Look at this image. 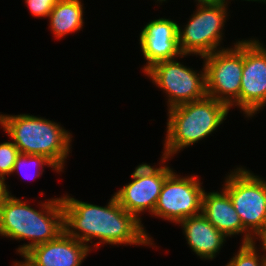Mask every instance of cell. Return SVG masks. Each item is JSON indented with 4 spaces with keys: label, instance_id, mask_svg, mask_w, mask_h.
I'll return each mask as SVG.
<instances>
[{
    "label": "cell",
    "instance_id": "1",
    "mask_svg": "<svg viewBox=\"0 0 266 266\" xmlns=\"http://www.w3.org/2000/svg\"><path fill=\"white\" fill-rule=\"evenodd\" d=\"M62 198L64 231L86 244L96 238L101 244L152 245L144 226L128 213L113 195L106 206L82 202L68 195ZM101 240V241H100Z\"/></svg>",
    "mask_w": 266,
    "mask_h": 266
},
{
    "label": "cell",
    "instance_id": "2",
    "mask_svg": "<svg viewBox=\"0 0 266 266\" xmlns=\"http://www.w3.org/2000/svg\"><path fill=\"white\" fill-rule=\"evenodd\" d=\"M37 211L9 192L0 203V235L15 240L30 239L18 247L24 256L33 247L57 238L64 231L62 198L41 203Z\"/></svg>",
    "mask_w": 266,
    "mask_h": 266
},
{
    "label": "cell",
    "instance_id": "3",
    "mask_svg": "<svg viewBox=\"0 0 266 266\" xmlns=\"http://www.w3.org/2000/svg\"><path fill=\"white\" fill-rule=\"evenodd\" d=\"M229 110L228 105L210 96L168 109L161 163L215 131L226 120Z\"/></svg>",
    "mask_w": 266,
    "mask_h": 266
},
{
    "label": "cell",
    "instance_id": "4",
    "mask_svg": "<svg viewBox=\"0 0 266 266\" xmlns=\"http://www.w3.org/2000/svg\"><path fill=\"white\" fill-rule=\"evenodd\" d=\"M0 125L21 154L42 155L63 171L70 152V132L53 121L29 114H0Z\"/></svg>",
    "mask_w": 266,
    "mask_h": 266
},
{
    "label": "cell",
    "instance_id": "5",
    "mask_svg": "<svg viewBox=\"0 0 266 266\" xmlns=\"http://www.w3.org/2000/svg\"><path fill=\"white\" fill-rule=\"evenodd\" d=\"M227 177L223 189L230 196L243 227L253 237L256 235V239L261 238L266 233V181L243 167Z\"/></svg>",
    "mask_w": 266,
    "mask_h": 266
},
{
    "label": "cell",
    "instance_id": "6",
    "mask_svg": "<svg viewBox=\"0 0 266 266\" xmlns=\"http://www.w3.org/2000/svg\"><path fill=\"white\" fill-rule=\"evenodd\" d=\"M206 71L207 96L228 105L240 107L241 78L243 72V40L233 48H219L203 57Z\"/></svg>",
    "mask_w": 266,
    "mask_h": 266
},
{
    "label": "cell",
    "instance_id": "7",
    "mask_svg": "<svg viewBox=\"0 0 266 266\" xmlns=\"http://www.w3.org/2000/svg\"><path fill=\"white\" fill-rule=\"evenodd\" d=\"M227 3L198 5L184 29L178 26V44L182 55L194 54L203 58L218 51L228 14Z\"/></svg>",
    "mask_w": 266,
    "mask_h": 266
},
{
    "label": "cell",
    "instance_id": "8",
    "mask_svg": "<svg viewBox=\"0 0 266 266\" xmlns=\"http://www.w3.org/2000/svg\"><path fill=\"white\" fill-rule=\"evenodd\" d=\"M200 73L174 59L157 62L145 71L168 95L169 109L207 96L205 67Z\"/></svg>",
    "mask_w": 266,
    "mask_h": 266
},
{
    "label": "cell",
    "instance_id": "9",
    "mask_svg": "<svg viewBox=\"0 0 266 266\" xmlns=\"http://www.w3.org/2000/svg\"><path fill=\"white\" fill-rule=\"evenodd\" d=\"M197 178L180 177L172 171L165 179L152 215L178 224L201 214L204 189Z\"/></svg>",
    "mask_w": 266,
    "mask_h": 266
},
{
    "label": "cell",
    "instance_id": "10",
    "mask_svg": "<svg viewBox=\"0 0 266 266\" xmlns=\"http://www.w3.org/2000/svg\"><path fill=\"white\" fill-rule=\"evenodd\" d=\"M173 171L168 165L159 168L148 164L137 166L131 174L132 182L123 186L114 196L118 203L138 220L139 214L149 210L153 214L166 177Z\"/></svg>",
    "mask_w": 266,
    "mask_h": 266
},
{
    "label": "cell",
    "instance_id": "11",
    "mask_svg": "<svg viewBox=\"0 0 266 266\" xmlns=\"http://www.w3.org/2000/svg\"><path fill=\"white\" fill-rule=\"evenodd\" d=\"M266 104V48L259 40H243L240 109L252 117Z\"/></svg>",
    "mask_w": 266,
    "mask_h": 266
},
{
    "label": "cell",
    "instance_id": "12",
    "mask_svg": "<svg viewBox=\"0 0 266 266\" xmlns=\"http://www.w3.org/2000/svg\"><path fill=\"white\" fill-rule=\"evenodd\" d=\"M178 24L166 18L147 23L140 33V47L147 63L145 72L155 63L175 59L182 55L178 44Z\"/></svg>",
    "mask_w": 266,
    "mask_h": 266
},
{
    "label": "cell",
    "instance_id": "13",
    "mask_svg": "<svg viewBox=\"0 0 266 266\" xmlns=\"http://www.w3.org/2000/svg\"><path fill=\"white\" fill-rule=\"evenodd\" d=\"M90 247L63 231L54 240L33 247L23 257L31 266H80Z\"/></svg>",
    "mask_w": 266,
    "mask_h": 266
},
{
    "label": "cell",
    "instance_id": "14",
    "mask_svg": "<svg viewBox=\"0 0 266 266\" xmlns=\"http://www.w3.org/2000/svg\"><path fill=\"white\" fill-rule=\"evenodd\" d=\"M201 213L226 237L244 233L242 243L254 242L255 238L243 227L239 214L233 207L228 193L203 192Z\"/></svg>",
    "mask_w": 266,
    "mask_h": 266
},
{
    "label": "cell",
    "instance_id": "15",
    "mask_svg": "<svg viewBox=\"0 0 266 266\" xmlns=\"http://www.w3.org/2000/svg\"><path fill=\"white\" fill-rule=\"evenodd\" d=\"M187 244L202 259H213L219 253L226 236L201 213L188 217L180 223Z\"/></svg>",
    "mask_w": 266,
    "mask_h": 266
},
{
    "label": "cell",
    "instance_id": "16",
    "mask_svg": "<svg viewBox=\"0 0 266 266\" xmlns=\"http://www.w3.org/2000/svg\"><path fill=\"white\" fill-rule=\"evenodd\" d=\"M55 37L61 38L83 27L81 0H58L48 16Z\"/></svg>",
    "mask_w": 266,
    "mask_h": 266
},
{
    "label": "cell",
    "instance_id": "17",
    "mask_svg": "<svg viewBox=\"0 0 266 266\" xmlns=\"http://www.w3.org/2000/svg\"><path fill=\"white\" fill-rule=\"evenodd\" d=\"M255 244V241L242 243L237 254L231 258L226 266H266V254L258 255Z\"/></svg>",
    "mask_w": 266,
    "mask_h": 266
},
{
    "label": "cell",
    "instance_id": "18",
    "mask_svg": "<svg viewBox=\"0 0 266 266\" xmlns=\"http://www.w3.org/2000/svg\"><path fill=\"white\" fill-rule=\"evenodd\" d=\"M20 152L13 142H3L0 144V178L5 181V176L12 174L15 161Z\"/></svg>",
    "mask_w": 266,
    "mask_h": 266
},
{
    "label": "cell",
    "instance_id": "19",
    "mask_svg": "<svg viewBox=\"0 0 266 266\" xmlns=\"http://www.w3.org/2000/svg\"><path fill=\"white\" fill-rule=\"evenodd\" d=\"M35 166L36 169H37V175L36 176H40L42 175L43 171L44 170H41L40 168L45 165H48L49 167H52L54 170H56L57 172H60L56 166L49 160L47 159L46 157L42 156V155H34V154H19V156L17 157V160L15 161V164H14V168H13V171L12 173H14L15 171H17V173L19 172H22L23 168L26 167V166ZM29 168V167H28ZM26 169V168H25ZM38 170L40 172H38ZM25 171V170H24ZM26 174V173H25ZM23 174V175H25ZM34 175V174H33ZM26 176V175H25ZM34 176V177H36ZM29 177V176H27ZM26 177V178H27Z\"/></svg>",
    "mask_w": 266,
    "mask_h": 266
},
{
    "label": "cell",
    "instance_id": "20",
    "mask_svg": "<svg viewBox=\"0 0 266 266\" xmlns=\"http://www.w3.org/2000/svg\"><path fill=\"white\" fill-rule=\"evenodd\" d=\"M35 17H48L58 0H24Z\"/></svg>",
    "mask_w": 266,
    "mask_h": 266
},
{
    "label": "cell",
    "instance_id": "21",
    "mask_svg": "<svg viewBox=\"0 0 266 266\" xmlns=\"http://www.w3.org/2000/svg\"><path fill=\"white\" fill-rule=\"evenodd\" d=\"M9 193L7 189V185L5 184V181L0 178V203L2 202L3 198Z\"/></svg>",
    "mask_w": 266,
    "mask_h": 266
},
{
    "label": "cell",
    "instance_id": "22",
    "mask_svg": "<svg viewBox=\"0 0 266 266\" xmlns=\"http://www.w3.org/2000/svg\"><path fill=\"white\" fill-rule=\"evenodd\" d=\"M198 2L197 5H205V4H217L226 0H196ZM245 1H263L266 2V0H245Z\"/></svg>",
    "mask_w": 266,
    "mask_h": 266
},
{
    "label": "cell",
    "instance_id": "23",
    "mask_svg": "<svg viewBox=\"0 0 266 266\" xmlns=\"http://www.w3.org/2000/svg\"><path fill=\"white\" fill-rule=\"evenodd\" d=\"M262 243V251H266V233L259 239Z\"/></svg>",
    "mask_w": 266,
    "mask_h": 266
},
{
    "label": "cell",
    "instance_id": "24",
    "mask_svg": "<svg viewBox=\"0 0 266 266\" xmlns=\"http://www.w3.org/2000/svg\"><path fill=\"white\" fill-rule=\"evenodd\" d=\"M13 266H31L26 260H24L23 262H14Z\"/></svg>",
    "mask_w": 266,
    "mask_h": 266
}]
</instances>
